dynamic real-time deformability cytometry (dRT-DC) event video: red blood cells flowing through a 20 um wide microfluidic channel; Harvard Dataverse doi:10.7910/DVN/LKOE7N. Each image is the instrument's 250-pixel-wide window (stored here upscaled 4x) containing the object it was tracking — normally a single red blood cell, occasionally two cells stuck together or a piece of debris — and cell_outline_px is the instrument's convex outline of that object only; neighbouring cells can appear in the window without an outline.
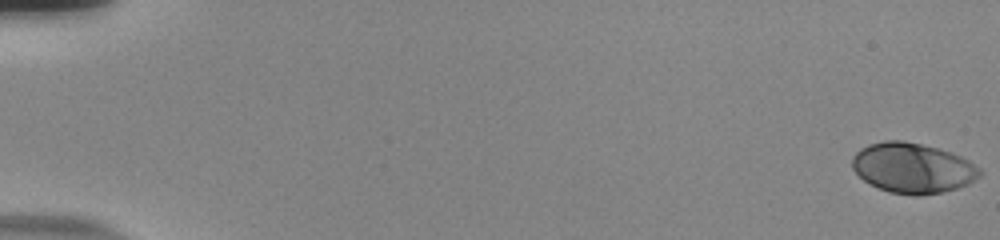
{"species": "human", "species_latin": "Homo sapiens", "temperature_condition": "room temperature", "stored_images_in_passage": 56, "camera_frame_rate_fps": 3000, "um_per_image_px": 0.085, "donor": {"sex": "male"}, "frame": {"image": 1, "passage_image": 1, "time_ms": 0.0, "image_size_px": [1000, 240], "cell_outline_px": [[980, 176], [968, 184], [956, 188], [940, 192], [920, 196], [916, 196], [888, 192], [868, 184], [852, 168], [852, 156], [860, 148], [868, 144], [884, 140], [904, 140], [940, 148], [952, 152], [968, 160], [980, 168]], "centroid_in_image_um": [77.55, 14.27], "position_along_channel_um": 7.4, "area_um2": 37.57}}
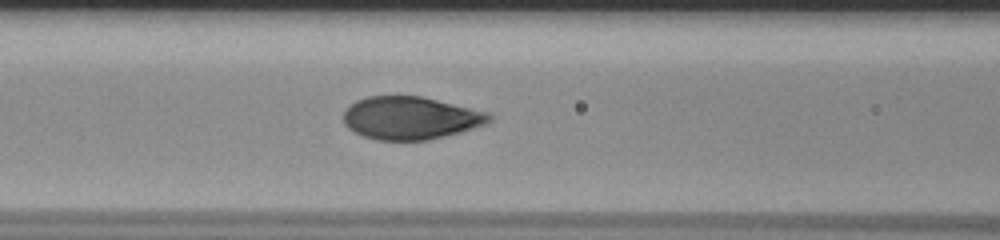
{"frame": {"image": 2, "passage_image": 26, "time_ms": 8.333, "image_size_px": [1000, 240], "cell_outline_px": [[492, 120], [488, 124], [460, 132], [428, 140], [376, 140], [364, 136], [348, 128], [344, 124], [344, 112], [356, 100], [368, 96], [420, 96], [488, 112], [492, 116]], "centroid_in_image_um": [34.91, 10.03], "position_along_channel_um": 131.7, "area_um2": 36.18}}
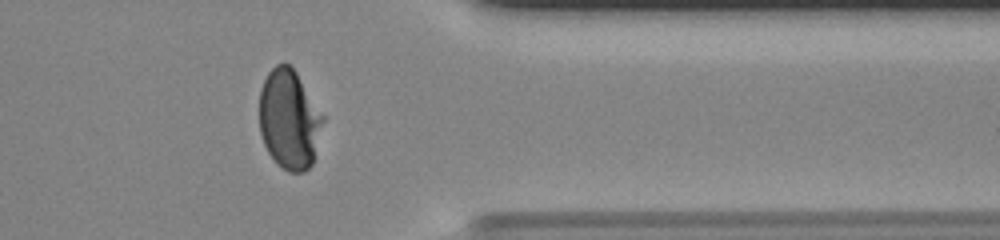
{"frame": {"image": 3, "passage_image": 47, "time_ms": 15.333, "image_size_px": [1000, 240], "cell_outline_px": [[324, 120], [312, 164], [304, 172], [288, 172], [276, 164], [268, 152], [264, 144], [260, 132], [260, 88], [268, 72], [276, 64], [288, 64], [296, 72], [324, 116]], "centroid_in_image_um": [24.58, 10.17], "position_along_channel_um": 386.8, "area_um2": 36.82}, "authors_computed_cell_mechanics": {"area_um2": 36.9053, "velocity_mm_per_s": 3.7601, "shape_relaxation_time_tau1_ms": 4.1801, "shape_relaxation_time_tau2_ms": null, "deformation_change_tau1": 0.2195, "deformation_change_tau2": null}}